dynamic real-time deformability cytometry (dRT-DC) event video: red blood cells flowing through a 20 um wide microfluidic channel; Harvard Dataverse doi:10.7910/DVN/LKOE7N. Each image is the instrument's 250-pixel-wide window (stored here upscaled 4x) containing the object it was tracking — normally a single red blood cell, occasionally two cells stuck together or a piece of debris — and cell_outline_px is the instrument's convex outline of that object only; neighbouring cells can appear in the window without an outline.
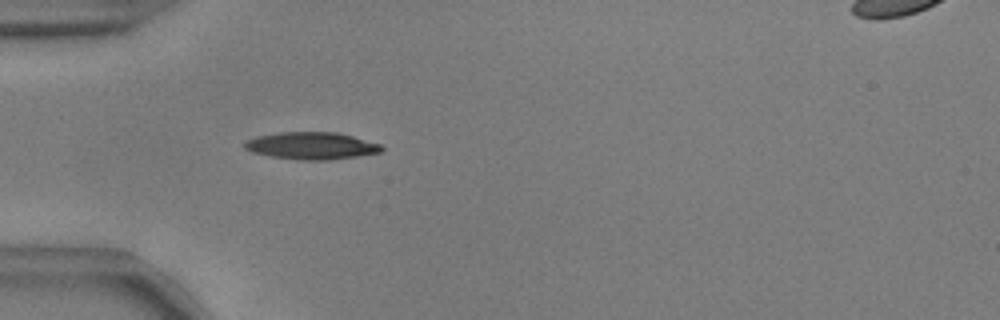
{"species": "common noctule bat (a hibernating species)", "species_latin": "Nyctalus noctula", "temperature_condition": "warm", "stored_images_in_passage": 55, "camera_frame_rate_fps": 3000, "um_per_image_px": 0.085, "animal": {"sex": "male", "body_mass_g": 17.9, "forearm_length_mm": 54.2}, "frame": {"image": 1, "passage_image": 18, "time_ms": 5.667, "image_size_px": [1000, 320], "cell_outline_px": [[384, 148], [380, 152], [356, 156], [328, 160], [304, 160], [272, 156], [252, 152], [244, 148], [244, 144], [248, 140], [256, 136], [280, 132], [336, 132], [352, 136], [380, 144]], "centroid_in_image_um": [26.47, 12.38], "position_along_channel_um": 58.5, "area_um2": 21.44}}
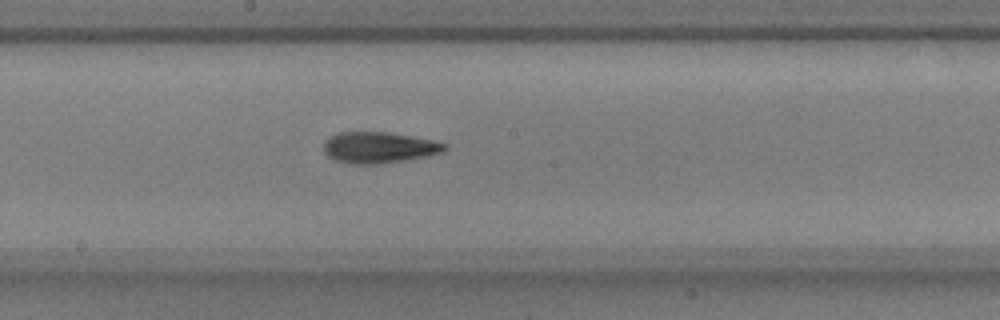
{"frame": {"image": 2, "passage_image": 31, "time_ms": 10.0, "image_size_px": [1000, 320], "cell_outline_px": [[448, 148], [444, 152], [428, 156], [376, 164], [352, 164], [336, 160], [328, 156], [324, 152], [324, 144], [332, 136], [340, 132], [388, 132], [412, 136], [432, 140], [448, 144]], "centroid_in_image_um": [32.26, 12.54], "position_along_channel_um": 215.9, "area_um2": 21.79}}
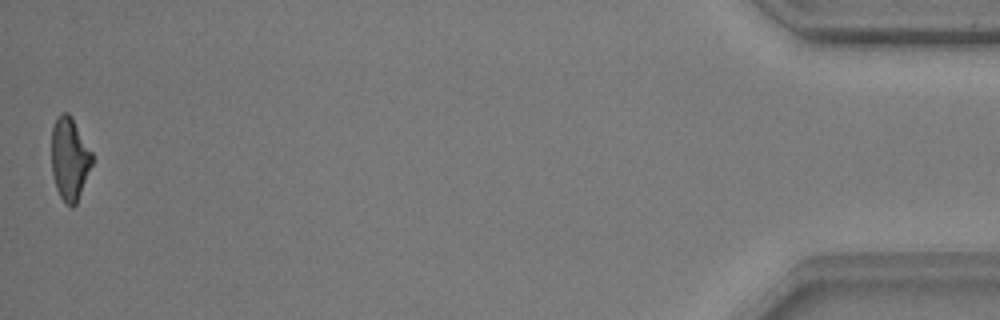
{"frame": {"image": 3, "passage_image": 55, "time_ms": 18.0, "image_size_px": [1000, 320], "cell_outline_px": [[92, 164], [76, 204], [72, 208], [60, 196], [56, 188], [52, 172], [52, 128], [56, 116], [60, 112], [68, 112], [72, 116], [92, 152]], "centroid_in_image_um": [5.91, 13.44], "position_along_channel_um": 429.3, "area_um2": 19.54}, "authors_computed_cell_mechanics": {"area_um2": 20.6346, "velocity_mm_per_s": 3.7562, "shape_relaxation_time_tau1_ms": 4.8909, "shape_relaxation_time_tau2_ms": 4.2746, "deformation_change_tau1": 0.1926, "deformation_change_tau2": 0.1479}}